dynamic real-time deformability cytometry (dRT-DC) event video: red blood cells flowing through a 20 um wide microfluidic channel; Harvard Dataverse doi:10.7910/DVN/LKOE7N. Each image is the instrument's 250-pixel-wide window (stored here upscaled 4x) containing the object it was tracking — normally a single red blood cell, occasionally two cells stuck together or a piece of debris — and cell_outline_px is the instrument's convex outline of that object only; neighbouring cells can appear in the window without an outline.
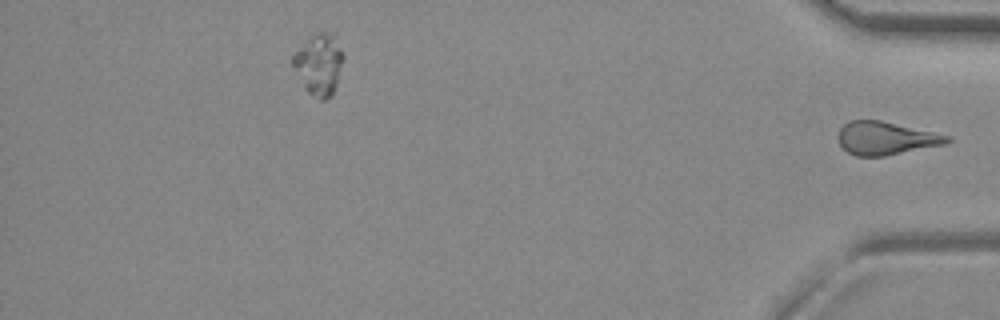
{"species": "common noctule bat (a hibernating species)", "species_latin": "Nyctalus noctula", "temperature_condition": "room temperature", "stored_images_in_passage": 41, "segment_of_instrument_passage": [2, 2], "camera_frame_rate_fps": 3000, "um_per_image_px": 0.085, "animal": {"sex": "female", "body_mass_g": 29.2, "forearm_length_mm": 56.3}, "frame": {"image": 1, "passage_image": 41, "time_ms": 13.333, "image_size_px": [1000, 320], "cell_outline_px": [[952, 140], [944, 144], [884, 156], [856, 156], [848, 152], [840, 144], [836, 136], [840, 128], [848, 120], [880, 120], [952, 136]], "centroid_in_image_um": [75.27, 11.74], "position_along_channel_um": 359.9, "area_um2": 20.98}}